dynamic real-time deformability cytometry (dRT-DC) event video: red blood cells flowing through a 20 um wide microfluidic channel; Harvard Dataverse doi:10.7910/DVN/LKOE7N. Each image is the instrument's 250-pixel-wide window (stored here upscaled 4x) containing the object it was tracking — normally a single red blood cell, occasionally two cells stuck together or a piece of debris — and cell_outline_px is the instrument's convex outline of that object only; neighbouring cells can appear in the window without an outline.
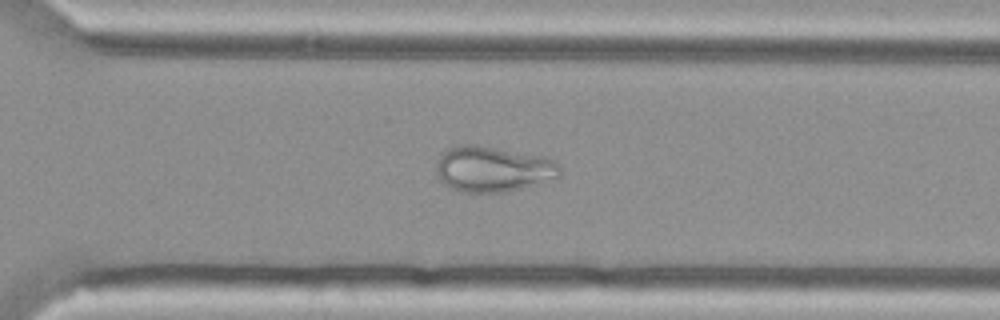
{"species": "Egyptian fruit bat (a non-hibernating species)", "species_latin": "Rousettus aegyptiacus", "temperature_condition": "cold", "stored_images_in_passage": 47, "camera_frame_rate_fps": 3000, "um_per_image_px": 0.085, "animal": {"sex": "female"}, "frame": {"image": 1, "passage_image": 31, "time_ms": 10.0, "image_size_px": [1000, 320], "cell_outline_px": [[560, 176], [556, 180], [504, 192], [456, 192], [448, 188], [436, 176], [436, 160], [448, 148], [456, 144], [472, 144], [548, 156], [556, 160], [560, 164]], "centroid_in_image_um": [41.92, 14.37], "position_along_channel_um": 328.7, "area_um2": 33.76}}
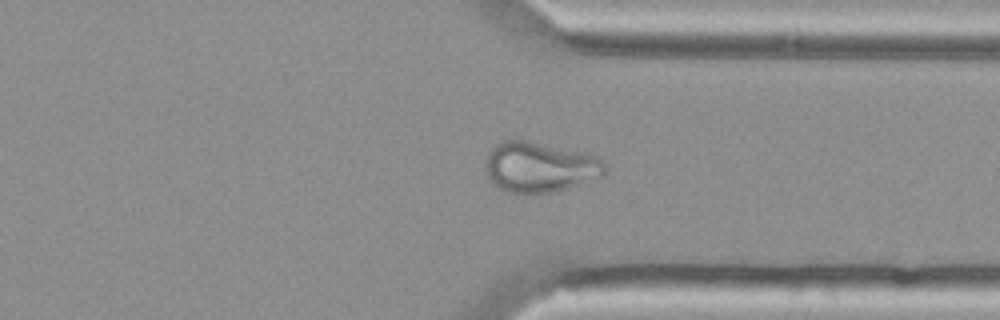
{"frame": {"image": 2, "passage_image": 34, "time_ms": 11.0, "image_size_px": [1000, 320], "cell_outline_px": [[604, 176], [580, 184], [552, 192], [508, 192], [496, 188], [492, 184], [484, 168], [484, 164], [488, 152], [500, 140], [528, 140], [588, 152], [596, 156], [604, 164]], "centroid_in_image_um": [45.84, 14.17], "position_along_channel_um": 365.6, "area_um2": 35.32}}
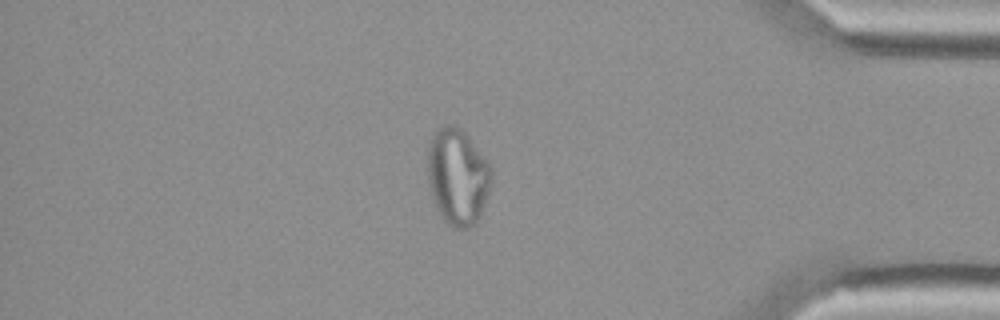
{"frame": {"image": 3, "passage_image": 39, "time_ms": 12.667, "image_size_px": [1000, 320], "cell_outline_px": [[492, 168], [488, 196], [480, 216], [468, 228], [452, 228], [440, 216], [436, 208], [428, 184], [428, 144], [436, 128], [444, 124], [452, 124], [460, 128], [468, 136]], "centroid_in_image_um": [38.87, 15.0], "position_along_channel_um": 396.3, "area_um2": 35.89}}